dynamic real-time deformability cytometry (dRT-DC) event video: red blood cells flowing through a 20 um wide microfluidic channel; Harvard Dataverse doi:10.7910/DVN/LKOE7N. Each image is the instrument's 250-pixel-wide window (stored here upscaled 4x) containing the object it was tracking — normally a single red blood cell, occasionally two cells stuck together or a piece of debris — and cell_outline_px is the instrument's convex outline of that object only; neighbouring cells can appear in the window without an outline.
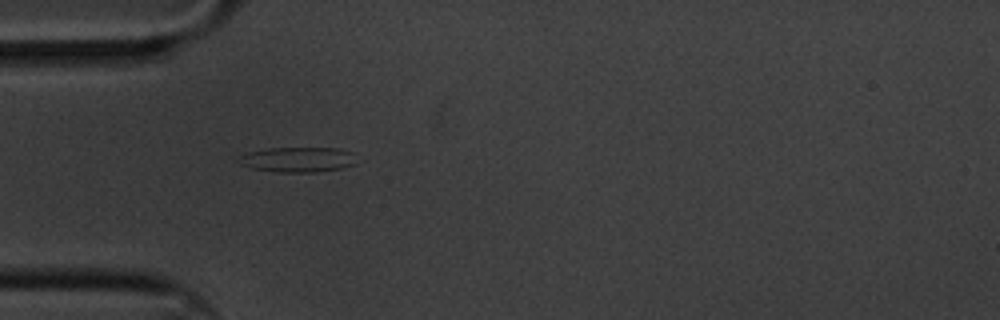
{"species": "common noctule bat (a hibernating species)", "species_latin": "Nyctalus noctula", "temperature_condition": "cold", "stored_images_in_passage": 2, "camera_frame_rate_fps": 3000, "um_per_image_px": 0.085, "animal": {"sex": "male", "body_mass_g": 20.1, "forearm_length_mm": 53.5}, "frame": {"image": 1, "passage_image": 1, "time_ms": 0.0, "image_size_px": [1000, 320], "cell_outline_px": [[356, 164], [340, 168], [316, 172], [276, 172], [252, 168], [240, 164], [236, 160], [240, 156], [248, 152], [268, 148], [340, 148], [352, 152]], "centroid_in_image_um": [25.3, 13.56], "position_along_channel_um": 59.7, "area_um2": 17.22}}
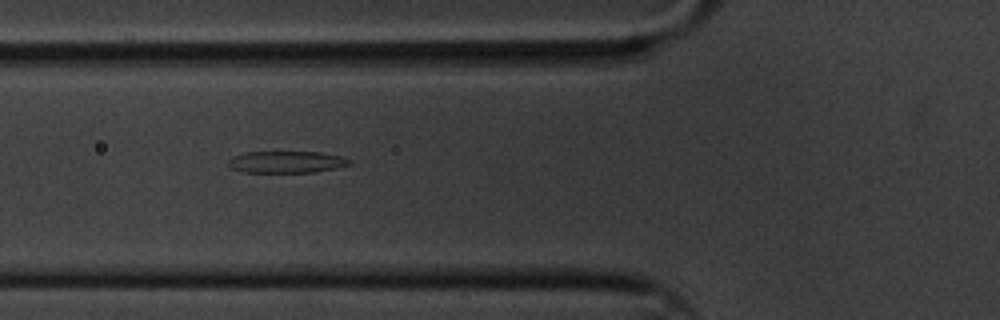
{"frame": {"image": 2, "passage_image": 2, "time_ms": 0.333, "image_size_px": [1000, 320], "cell_outline_px": [[352, 164], [336, 168], [316, 172], [240, 172], [232, 168], [228, 164], [228, 160], [232, 156], [244, 152], [320, 152], [344, 156], [352, 160]], "centroid_in_image_um": [24.38, 13.76], "position_along_channel_um": 101.4, "area_um2": 15.61}}